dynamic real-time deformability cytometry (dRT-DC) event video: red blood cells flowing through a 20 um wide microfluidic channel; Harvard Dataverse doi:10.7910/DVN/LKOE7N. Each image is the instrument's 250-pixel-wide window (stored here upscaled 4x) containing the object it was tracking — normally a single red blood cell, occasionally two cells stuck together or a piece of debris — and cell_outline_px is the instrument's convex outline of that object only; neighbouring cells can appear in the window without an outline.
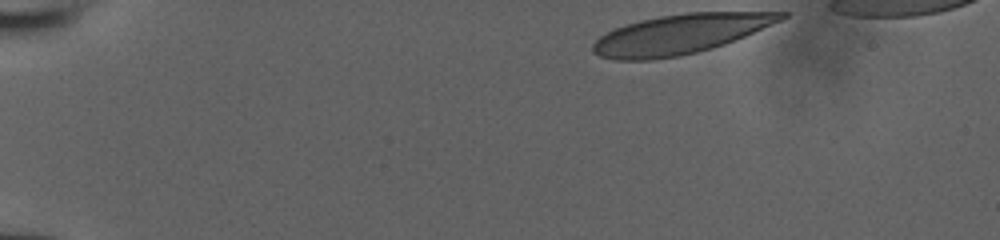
{"species": "human", "species_latin": "Homo sapiens", "temperature_condition": "room temperature", "stored_images_in_passage": 37, "camera_frame_rate_fps": 3000, "um_per_image_px": 0.085, "donor": {"sex": "male"}, "frame": {"image": 1, "passage_image": 1, "time_ms": 0.0, "image_size_px": [1000, 240], "cell_outline_px": [[792, 12], [788, 16], [772, 24], [736, 40], [712, 48], [680, 56], [652, 60], [616, 60], [600, 56], [592, 52], [592, 44], [600, 36], [616, 28], [640, 20], [660, 16], [688, 12]], "centroid_in_image_um": [57.82, 2.9], "position_along_channel_um": 27.2, "area_um2": 43.23}}
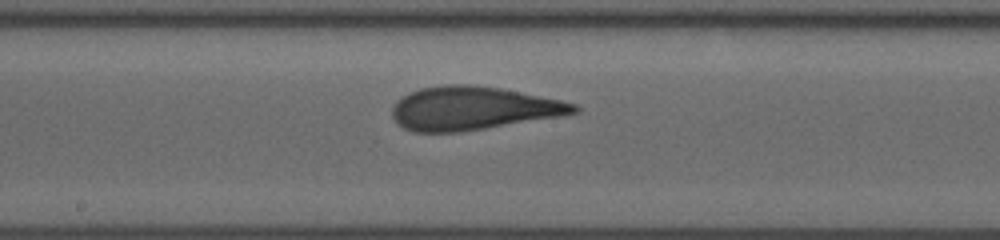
{"frame": {"image": 2, "passage_image": 22, "time_ms": 7.0, "image_size_px": [1000, 240], "cell_outline_px": [[580, 112], [460, 132], [412, 132], [396, 124], [392, 116], [392, 108], [396, 100], [408, 92], [420, 88], [444, 84], [468, 84], [500, 88], [560, 100], [576, 104], [580, 108]], "centroid_in_image_um": [40.11, 9.2], "position_along_channel_um": 208.1, "area_um2": 45.72}}
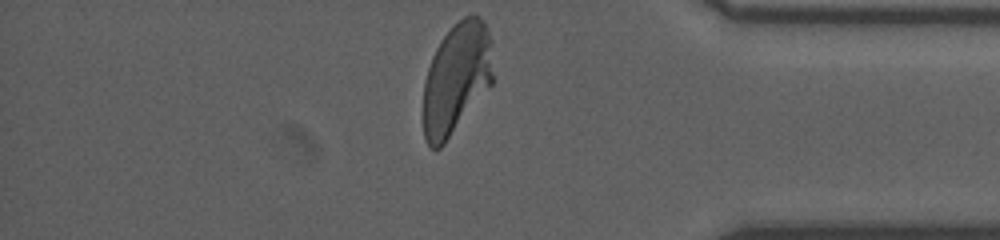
{"frame": {"image": 3, "passage_image": 37, "time_ms": 12.0, "image_size_px": [1000, 240], "cell_outline_px": [[492, 84], [444, 144], [440, 148], [432, 148], [424, 140], [424, 80], [432, 56], [440, 40], [464, 16], [480, 16], [484, 20], [492, 40]], "centroid_in_image_um": [38.8, 6.66], "position_along_channel_um": 396.4, "area_um2": 44.97}}